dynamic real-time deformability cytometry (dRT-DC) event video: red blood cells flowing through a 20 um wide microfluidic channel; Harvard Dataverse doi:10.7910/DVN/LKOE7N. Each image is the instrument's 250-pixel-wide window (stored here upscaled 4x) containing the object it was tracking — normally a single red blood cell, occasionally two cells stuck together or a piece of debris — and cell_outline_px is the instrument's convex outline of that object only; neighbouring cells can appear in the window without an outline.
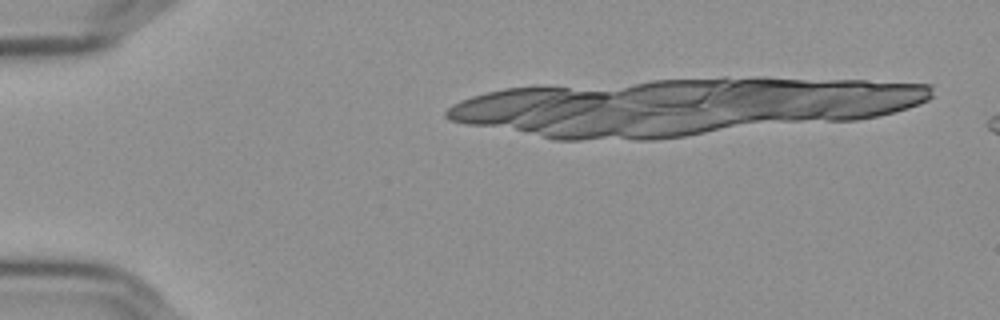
{"species": "Egyptian fruit bat (a non-hibernating species)", "species_latin": "Rousettus aegyptiacus", "temperature_condition": "cold", "stored_images_in_passage": 2, "camera_frame_rate_fps": 3000, "um_per_image_px": 0.085, "frame": {"image": 1, "passage_image": 2, "time_ms": 0.333, "image_size_px": [1000, 320], "cell_outline_px": [[920, 100], [912, 104], [888, 112], [868, 116], [840, 116], [732, 84], [740, 80], [788, 80], [912, 84], [920, 96]], "centroid_in_image_um": [71.31, 8.1], "position_along_channel_um": 13.7, "area_um2": 31.44}}